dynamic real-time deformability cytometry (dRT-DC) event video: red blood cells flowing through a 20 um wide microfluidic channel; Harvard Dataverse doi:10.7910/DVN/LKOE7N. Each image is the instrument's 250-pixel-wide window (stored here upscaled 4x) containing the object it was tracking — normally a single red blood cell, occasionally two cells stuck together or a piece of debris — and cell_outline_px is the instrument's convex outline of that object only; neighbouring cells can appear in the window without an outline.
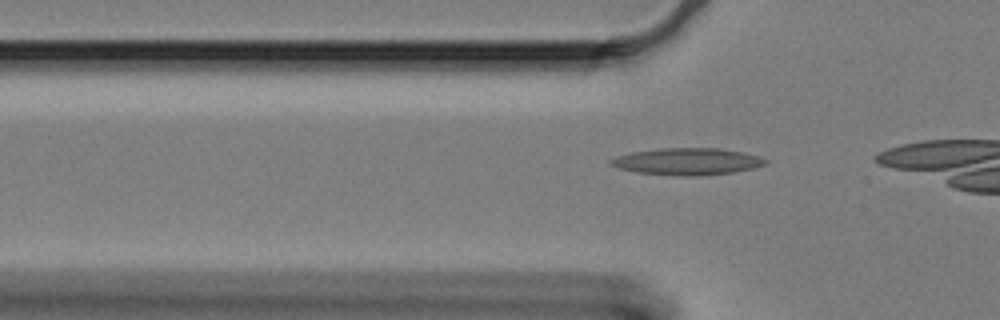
{"species": "Egyptian fruit bat (a non-hibernating species)", "species_latin": "Rousettus aegyptiacus", "temperature_condition": "cold", "stored_images_in_passage": 14, "camera_frame_rate_fps": 3000, "um_per_image_px": 0.085, "animal": {"sex": "female"}, "frame": {"image": 1, "passage_image": 8, "time_ms": 2.333, "image_size_px": [1000, 320], "cell_outline_px": [[768, 164], [752, 168], [732, 172], [692, 176], [684, 176], [636, 172], [620, 168], [608, 164], [608, 160], [616, 156], [632, 152], [660, 148], [720, 148], [760, 156], [768, 160]], "centroid_in_image_um": [58.4, 13.72], "position_along_channel_um": 67.4, "area_um2": 24.1}}